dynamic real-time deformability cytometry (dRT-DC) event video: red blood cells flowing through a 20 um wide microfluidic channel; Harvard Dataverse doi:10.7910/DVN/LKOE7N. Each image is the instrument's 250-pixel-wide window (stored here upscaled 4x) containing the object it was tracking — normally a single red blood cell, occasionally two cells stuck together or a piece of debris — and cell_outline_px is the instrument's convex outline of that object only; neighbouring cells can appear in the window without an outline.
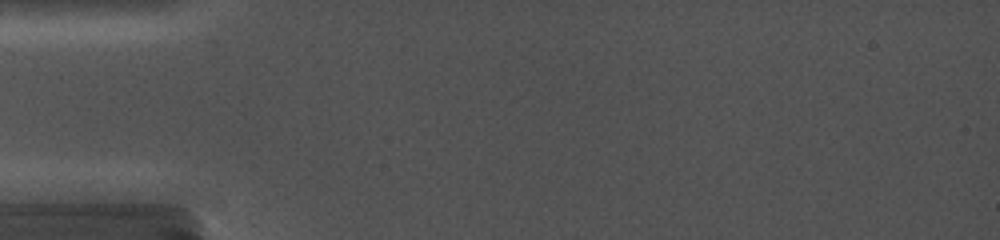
{"species": "common noctule bat (a hibernating species)", "species_latin": "Nyctalus noctula", "temperature_condition": "cold", "stored_images_in_passage": 5, "camera_frame_rate_fps": 5000, "um_per_image_px": 0.085, "animal": {"sex": "female", "body_mass_g": 19.0, "forearm_length_mm": 56.7}, "frame": {"image": 1, "passage_image": 5, "time_ms": 2.0, "image_size_px": [1000, 240], "cell_outline_px": [[180, 144], [172, 148], [152, 152], [48, 152], [40, 148], [40, 144], [48, 140], [140, 140]], "centroid_in_image_um": [8.9, 12.41], "position_along_channel_um": 76.1, "area_um2": 10.69}}